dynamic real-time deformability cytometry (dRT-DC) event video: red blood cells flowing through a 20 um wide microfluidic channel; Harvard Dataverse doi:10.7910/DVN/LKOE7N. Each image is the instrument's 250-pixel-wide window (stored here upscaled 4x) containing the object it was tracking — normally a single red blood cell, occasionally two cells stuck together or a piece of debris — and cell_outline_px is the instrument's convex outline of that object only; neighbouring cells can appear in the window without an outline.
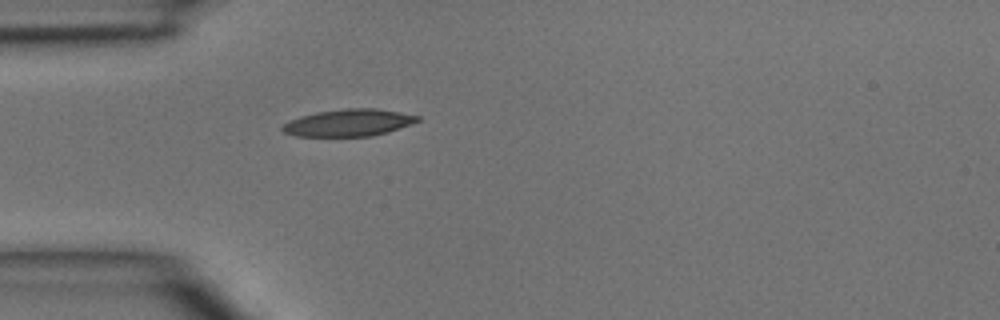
{"species": "common noctule bat (a hibernating species)", "species_latin": "Nyctalus noctula", "temperature_condition": "room temperature", "stored_images_in_passage": 1, "camera_frame_rate_fps": 3000, "um_per_image_px": 0.085, "animal": {"sex": "male", "body_mass_g": 15.6}, "frame": {"image": 1, "passage_image": 1, "time_ms": 0.0, "image_size_px": [1000, 320], "cell_outline_px": [[420, 120], [412, 124], [388, 132], [372, 136], [296, 136], [284, 132], [280, 128], [288, 120], [300, 116], [316, 112], [344, 108], [376, 108], [400, 112], [420, 116]], "centroid_in_image_um": [29.64, 10.42], "position_along_channel_um": 55.4, "area_um2": 21.44}}